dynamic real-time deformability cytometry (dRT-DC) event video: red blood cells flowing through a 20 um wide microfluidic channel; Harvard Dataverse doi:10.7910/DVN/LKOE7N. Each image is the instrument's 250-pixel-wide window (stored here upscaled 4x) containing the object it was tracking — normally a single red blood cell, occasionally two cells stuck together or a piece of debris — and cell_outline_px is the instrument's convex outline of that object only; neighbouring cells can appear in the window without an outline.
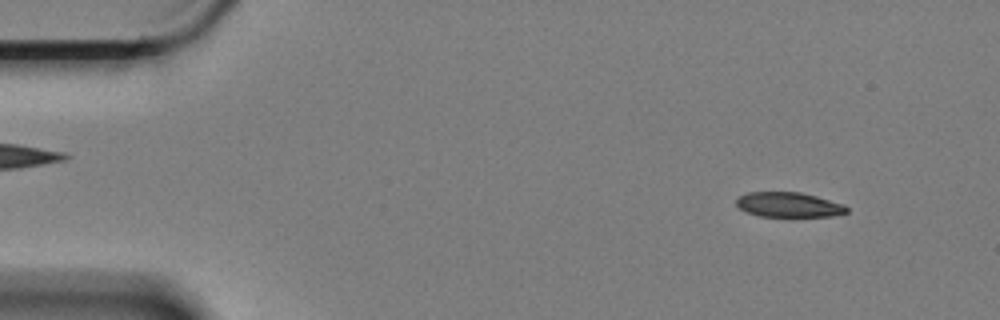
{"species": "Egyptian fruit bat (a non-hibernating species)", "species_latin": "Rousettus aegyptiacus", "temperature_condition": "cold", "stored_images_in_passage": 54, "camera_frame_rate_fps": 3000, "um_per_image_px": 0.085, "animal": {"sex": "female"}, "frame": {"image": 1, "passage_image": 3, "time_ms": 0.667, "image_size_px": [1000, 320], "cell_outline_px": [[848, 212], [832, 216], [760, 216], [744, 212], [736, 204], [736, 200], [740, 196], [748, 192], [800, 192], [816, 196], [844, 204], [848, 208]], "centroid_in_image_um": [67.03, 17.4], "position_along_channel_um": 18.0, "area_um2": 15.95}}
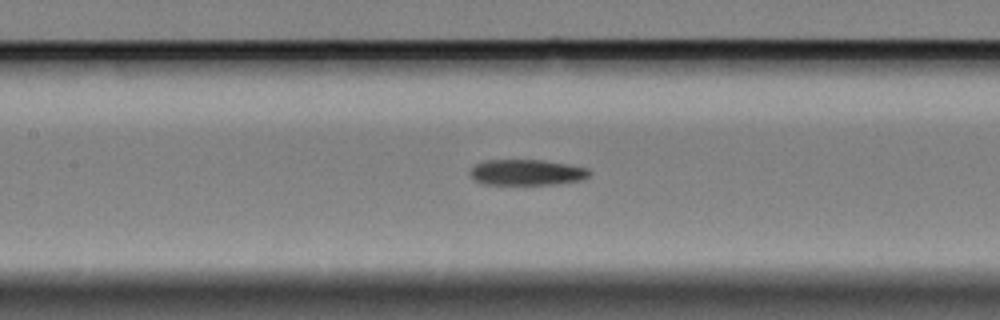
{"frame": {"image": 2, "passage_image": 24, "time_ms": 7.667, "image_size_px": [1000, 320], "cell_outline_px": [[592, 172], [588, 176], [580, 180], [552, 184], [484, 184], [476, 180], [472, 176], [472, 168], [476, 164], [484, 160], [540, 160], [568, 164], [588, 168]], "centroid_in_image_um": [44.8, 14.64], "position_along_channel_um": 162.6, "area_um2": 17.63}}
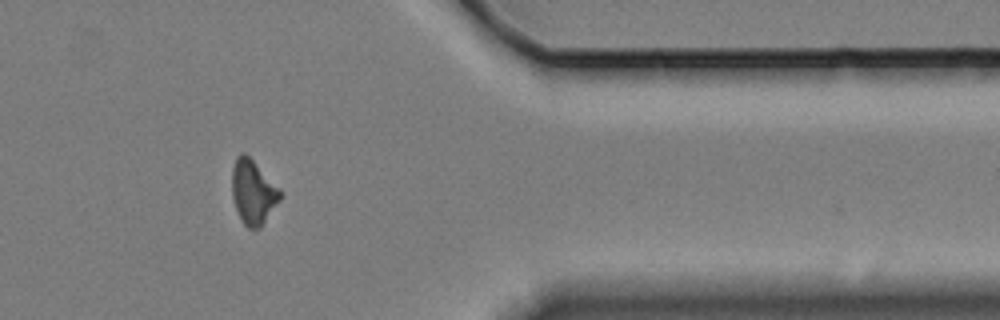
{"frame": {"image": 3, "passage_image": 46, "time_ms": 15.0, "image_size_px": [1000, 320], "cell_outline_px": [[280, 200], [260, 228], [248, 228], [244, 224], [236, 208], [232, 196], [232, 168], [236, 156], [240, 152], [244, 152], [280, 188]], "centroid_in_image_um": [21.5, 16.31], "position_along_channel_um": 389.9, "area_um2": 17.8}, "authors_computed_cell_mechanics": {"area_um2": 18.1492, "velocity_mm_per_s": 3.3572, "shape_relaxation_time_tau1_ms": 7.7967, "shape_relaxation_time_tau2_ms": 2.8098, "deformation_change_tau1": 0.1793, "deformation_change_tau2": 0.0937}}